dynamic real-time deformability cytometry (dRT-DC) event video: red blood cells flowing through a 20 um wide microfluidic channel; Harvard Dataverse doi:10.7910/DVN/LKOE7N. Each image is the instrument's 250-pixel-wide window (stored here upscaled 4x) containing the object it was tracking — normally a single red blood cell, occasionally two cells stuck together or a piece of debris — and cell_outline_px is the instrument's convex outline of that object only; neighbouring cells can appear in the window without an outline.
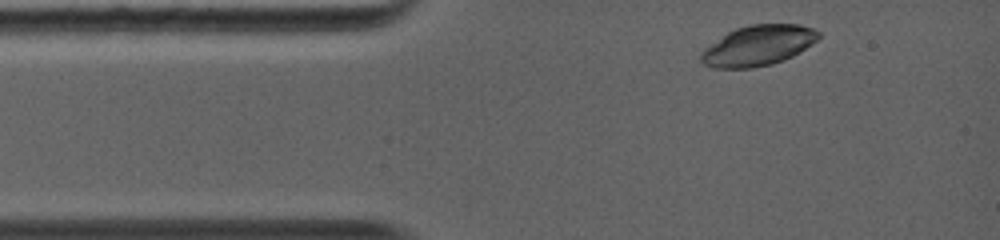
{"species": "common noctule bat (a hibernating species)", "species_latin": "Nyctalus noctula", "temperature_condition": "warm", "stored_images_in_passage": 15, "camera_frame_rate_fps": 5000, "um_per_image_px": 0.085, "animal": {"sex": "female", "body_mass_g": 19.0, "forearm_length_mm": 56.7}, "frame": {"image": 1, "passage_image": 1, "time_ms": 0.0, "image_size_px": [1000, 240], "cell_outline_px": [[820, 36], [812, 44], [792, 56], [784, 60], [772, 64], [752, 68], [712, 68], [704, 64], [700, 60], [700, 52], [704, 48], [728, 32], [736, 28], [748, 24], [800, 24], [812, 28], [820, 32]], "centroid_in_image_um": [64.42, 3.87], "position_along_channel_um": 20.6, "area_um2": 27.69}}
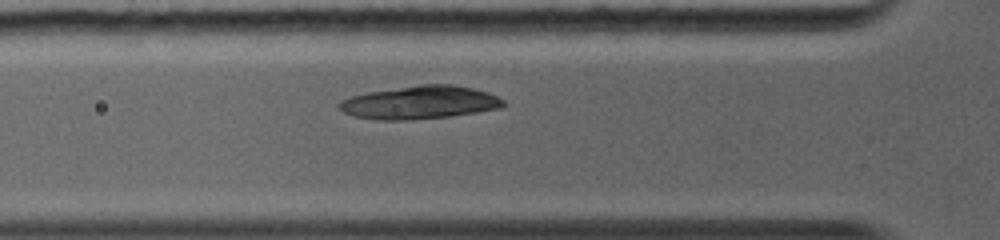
{"frame": {"image": 2, "passage_image": 7, "time_ms": 2.4, "image_size_px": [1000, 240], "cell_outline_px": [[504, 108], [452, 116], [404, 120], [380, 120], [352, 116], [336, 108], [336, 104], [340, 100], [352, 96], [368, 92], [420, 84], [452, 84], [472, 88], [488, 92], [504, 100]], "centroid_in_image_um": [35.67, 8.71], "position_along_channel_um": 90.1, "area_um2": 31.91}}
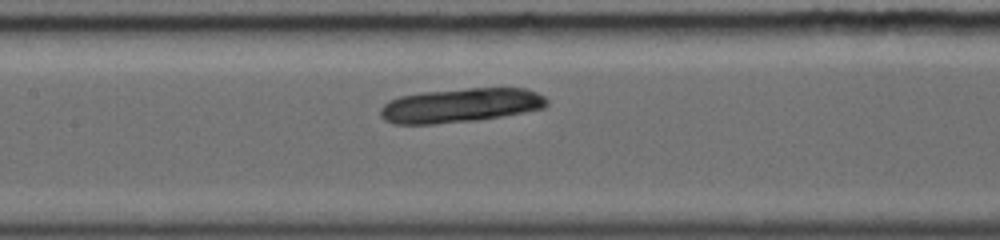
{"frame": {"image": 3, "passage_image": 11, "time_ms": 4.2, "image_size_px": [1000, 240], "cell_outline_px": [[548, 104], [544, 108], [504, 116], [476, 120], [432, 124], [392, 124], [384, 120], [380, 116], [380, 108], [388, 100], [400, 96], [420, 92], [464, 88], [528, 88], [544, 96], [548, 100]], "centroid_in_image_um": [39.13, 8.95], "position_along_channel_um": 168.3, "area_um2": 33.52}}